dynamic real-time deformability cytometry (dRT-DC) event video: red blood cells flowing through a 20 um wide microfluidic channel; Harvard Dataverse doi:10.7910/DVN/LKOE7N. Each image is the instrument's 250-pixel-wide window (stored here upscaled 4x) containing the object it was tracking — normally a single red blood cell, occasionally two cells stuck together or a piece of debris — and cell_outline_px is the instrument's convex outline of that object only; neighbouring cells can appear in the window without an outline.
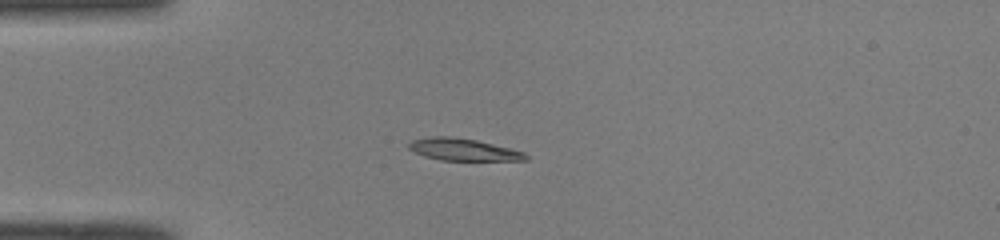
{"species": "common noctule bat (a hibernating species)", "species_latin": "Nyctalus noctula", "temperature_condition": "room temperature", "stored_images_in_passage": 37, "camera_frame_rate_fps": 3000, "um_per_image_px": 0.085, "animal": {"sex": "male", "body_mass_g": 19.0, "forearm_length_mm": 50.8}, "frame": {"image": 1, "passage_image": 1, "time_ms": 0.0, "image_size_px": [1000, 240], "cell_outline_px": [[528, 160], [440, 160], [424, 156], [408, 148], [408, 144], [412, 140], [432, 136], [452, 136], [476, 140], [524, 152], [528, 156]], "centroid_in_image_um": [39.35, 12.71], "position_along_channel_um": 45.7, "area_um2": 14.85}}
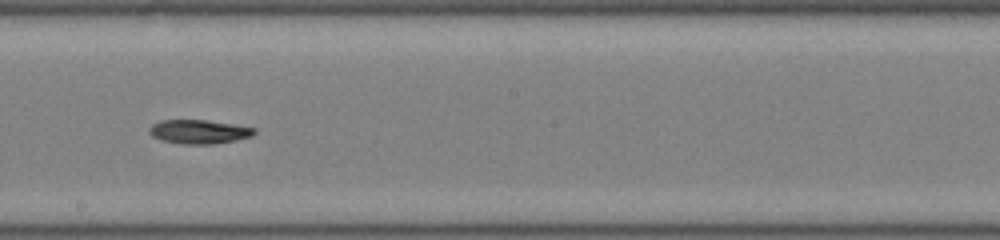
{"frame": {"image": 2, "passage_image": 16, "time_ms": 5.0, "image_size_px": [1000, 240], "cell_outline_px": [[256, 132], [252, 136], [236, 140], [212, 144], [180, 144], [160, 140], [152, 136], [148, 132], [148, 128], [152, 124], [160, 120], [204, 120], [232, 124], [256, 128]], "centroid_in_image_um": [16.87, 11.2], "position_along_channel_um": 231.3, "area_um2": 14.74}}
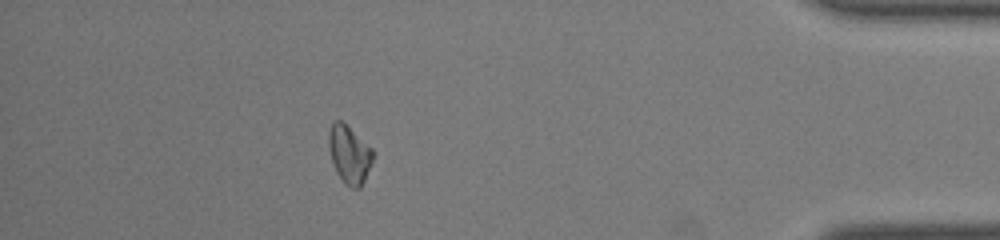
{"frame": {"image": 3, "passage_image": 32, "time_ms": 10.333, "image_size_px": [1000, 240], "cell_outline_px": [[372, 164], [360, 188], [352, 188], [344, 184], [336, 172], [328, 148], [328, 132], [332, 124], [336, 120], [340, 120], [372, 148]], "centroid_in_image_um": [29.67, 13.15], "position_along_channel_um": 405.5, "area_um2": 14.74}, "authors_computed_cell_mechanics": {"area_um2": 14.739, "velocity_mm_per_s": 4.1056, "shape_relaxation_time_tau1_ms": 5.9845, "shape_relaxation_time_tau2_ms": null, "deformation_change_tau1": 0.1534, "deformation_change_tau2": null}}